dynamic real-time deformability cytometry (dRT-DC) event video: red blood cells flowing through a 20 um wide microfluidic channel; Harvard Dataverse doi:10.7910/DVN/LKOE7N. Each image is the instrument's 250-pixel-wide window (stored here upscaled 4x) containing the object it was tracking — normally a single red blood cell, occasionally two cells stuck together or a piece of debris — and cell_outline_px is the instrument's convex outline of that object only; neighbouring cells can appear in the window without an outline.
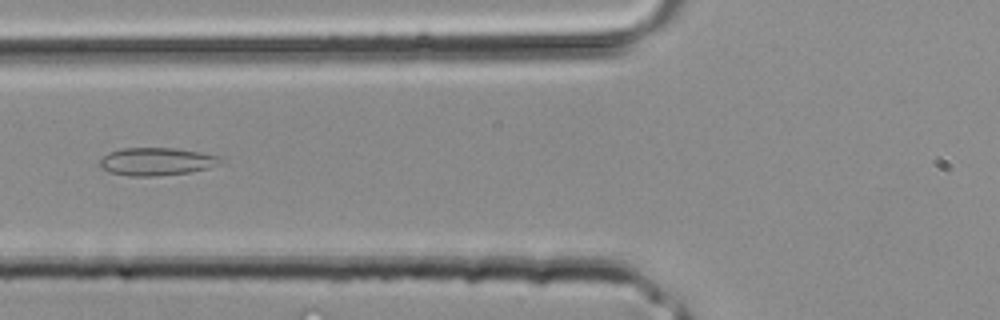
{"species": "common noctule bat (a hibernating species)", "species_latin": "Nyctalus noctula", "temperature_condition": "room temperature", "stored_images_in_passage": 3, "camera_frame_rate_fps": 3000, "um_per_image_px": 0.085, "animal": {"sex": "male", "body_mass_g": 20.4}, "frame": {"image": 1, "passage_image": 3, "time_ms": 0.667, "image_size_px": [1000, 320], "cell_outline_px": [[220, 160], [208, 168], [188, 172], [152, 176], [128, 176], [112, 172], [104, 168], [100, 164], [100, 160], [108, 152], [124, 148], [176, 148], [200, 152], [220, 156]], "centroid_in_image_um": [13.28, 13.72], "position_along_channel_um": 112.5, "area_um2": 19.07}}